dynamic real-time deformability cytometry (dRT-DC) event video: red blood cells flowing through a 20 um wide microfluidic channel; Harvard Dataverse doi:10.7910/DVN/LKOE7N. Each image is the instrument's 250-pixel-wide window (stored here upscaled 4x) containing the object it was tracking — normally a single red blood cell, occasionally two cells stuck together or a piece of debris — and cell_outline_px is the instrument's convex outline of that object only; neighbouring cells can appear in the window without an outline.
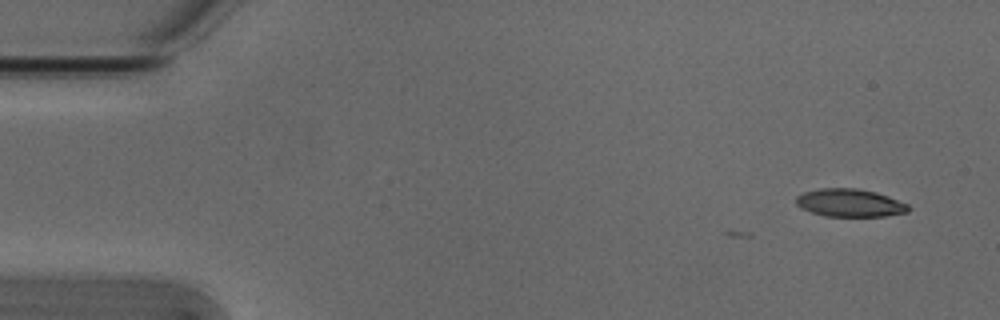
{"species": "Egyptian fruit bat (a non-hibernating species)", "species_latin": "Rousettus aegyptiacus", "temperature_condition": "cold", "stored_images_in_passage": 5, "camera_frame_rate_fps": 3000, "um_per_image_px": 0.085, "animal": {"sex": "male"}, "frame": {"image": 1, "passage_image": 5, "time_ms": 1.333, "image_size_px": [1000, 320], "cell_outline_px": [[912, 208], [908, 212], [884, 216], [824, 216], [800, 208], [796, 204], [796, 196], [804, 192], [820, 188], [856, 188], [876, 192], [888, 196], [908, 204]], "centroid_in_image_um": [72.24, 17.24], "position_along_channel_um": 12.8, "area_um2": 18.32}}